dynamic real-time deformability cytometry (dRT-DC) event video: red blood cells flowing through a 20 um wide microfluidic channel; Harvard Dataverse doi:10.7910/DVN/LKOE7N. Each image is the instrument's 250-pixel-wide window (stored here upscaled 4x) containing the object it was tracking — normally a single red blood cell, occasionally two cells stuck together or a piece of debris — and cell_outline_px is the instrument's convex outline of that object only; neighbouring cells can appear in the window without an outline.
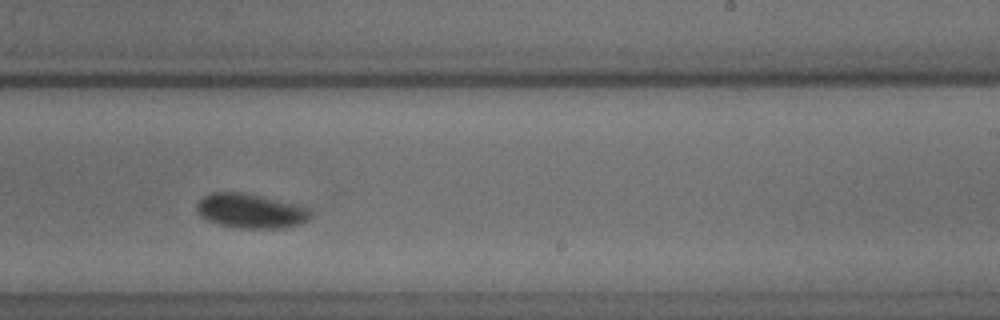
{"species": "common noctule bat (a hibernating species)", "species_latin": "Nyctalus noctula", "temperature_condition": "cold", "stored_images_in_passage": 34, "camera_frame_rate_fps": 3000, "um_per_image_px": 0.085, "animal": {"sex": "male", "body_mass_g": 18.8}, "frame": {"image": 1, "passage_image": 20, "time_ms": 6.333, "image_size_px": [1000, 320], "cell_outline_px": [[312, 216], [308, 220], [300, 224], [280, 228], [236, 228], [220, 224], [208, 220], [200, 216], [196, 212], [196, 204], [204, 196], [212, 192], [244, 192], [296, 204], [308, 208], [312, 212]], "centroid_in_image_um": [21.3, 17.93], "position_along_channel_um": 267.7, "area_um2": 22.95}}